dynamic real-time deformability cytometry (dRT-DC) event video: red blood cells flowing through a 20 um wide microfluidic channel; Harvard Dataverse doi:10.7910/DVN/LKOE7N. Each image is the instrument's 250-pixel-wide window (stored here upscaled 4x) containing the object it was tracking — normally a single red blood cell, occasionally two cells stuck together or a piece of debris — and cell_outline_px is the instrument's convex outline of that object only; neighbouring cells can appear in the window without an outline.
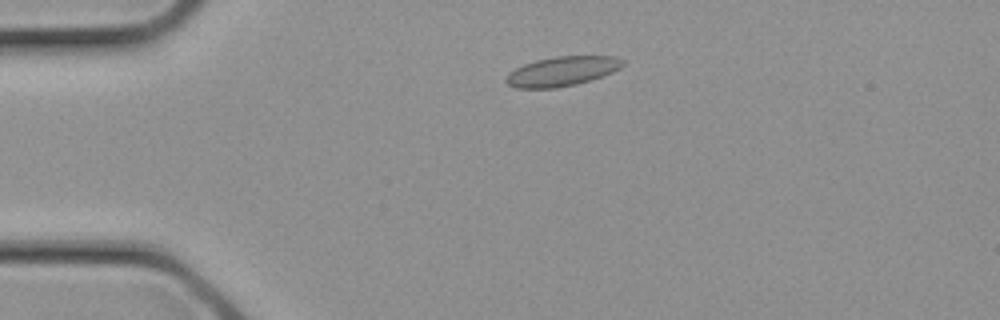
{"species": "common noctule bat (a hibernating species)", "species_latin": "Nyctalus noctula", "temperature_condition": "cold", "stored_images_in_passage": 8, "camera_frame_rate_fps": 3000, "um_per_image_px": 0.085, "animal": {"sex": "female", "body_mass_g": 21.9}, "frame": {"image": 1, "passage_image": 4, "time_ms": 1.0, "image_size_px": [1000, 320], "cell_outline_px": [[624, 64], [620, 68], [604, 76], [592, 80], [576, 84], [556, 88], [516, 88], [508, 84], [504, 80], [508, 72], [524, 64], [536, 60], [556, 56], [616, 56], [624, 60]], "centroid_in_image_um": [47.78, 6.06], "position_along_channel_um": 37.2, "area_um2": 20.23}}
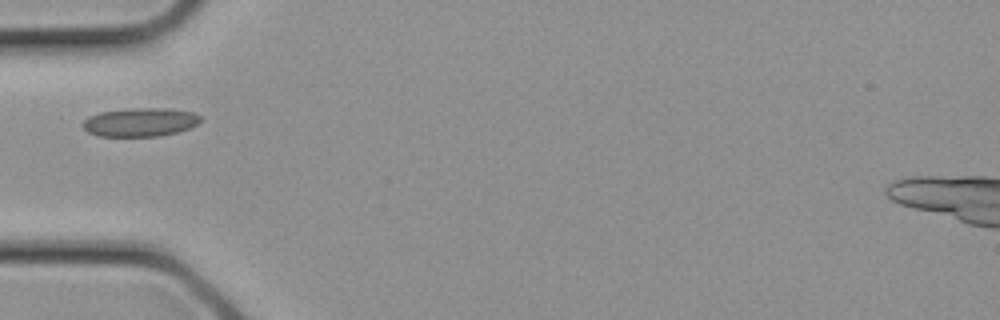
{"frame": {"image": 2, "passage_image": 7, "time_ms": 2.0, "image_size_px": [1000, 320], "cell_outline_px": [[200, 120], [192, 128], [160, 136], [96, 136], [88, 132], [80, 124], [88, 116], [100, 112], [132, 108], [168, 108], [192, 112], [200, 116]], "centroid_in_image_um": [11.89, 10.38], "position_along_channel_um": 73.1, "area_um2": 19.71}}